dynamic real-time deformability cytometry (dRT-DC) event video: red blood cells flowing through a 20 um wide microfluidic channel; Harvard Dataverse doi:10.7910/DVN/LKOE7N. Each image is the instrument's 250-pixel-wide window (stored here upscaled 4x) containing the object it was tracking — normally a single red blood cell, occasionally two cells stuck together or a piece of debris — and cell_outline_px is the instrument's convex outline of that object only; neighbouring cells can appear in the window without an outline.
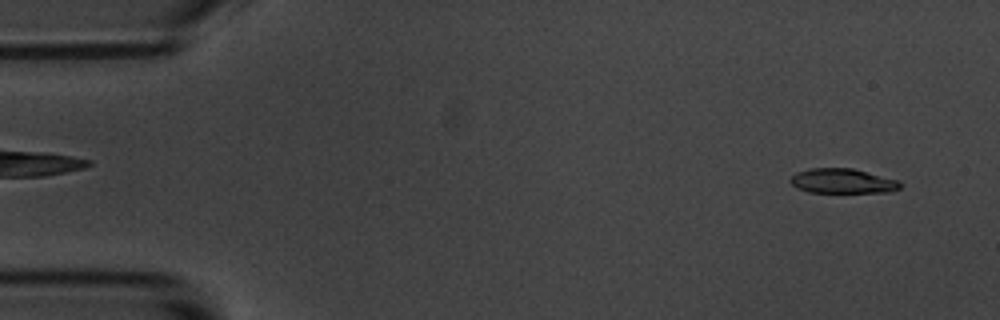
{"species": "common noctule bat (a hibernating species)", "species_latin": "Nyctalus noctula", "temperature_condition": "room temperature", "stored_images_in_passage": 56, "camera_frame_rate_fps": 3000, "um_per_image_px": 0.085, "animal": {"sex": "male", "body_mass_g": 20.1, "forearm_length_mm": 53.5}, "frame": {"image": 1, "passage_image": 3, "time_ms": 0.667, "image_size_px": [1000, 320], "cell_outline_px": [[904, 184], [900, 188], [892, 192], [808, 192], [796, 188], [788, 180], [796, 172], [808, 168], [852, 168], [900, 180]], "centroid_in_image_um": [71.64, 15.38], "position_along_channel_um": 13.4, "area_um2": 16.07}}
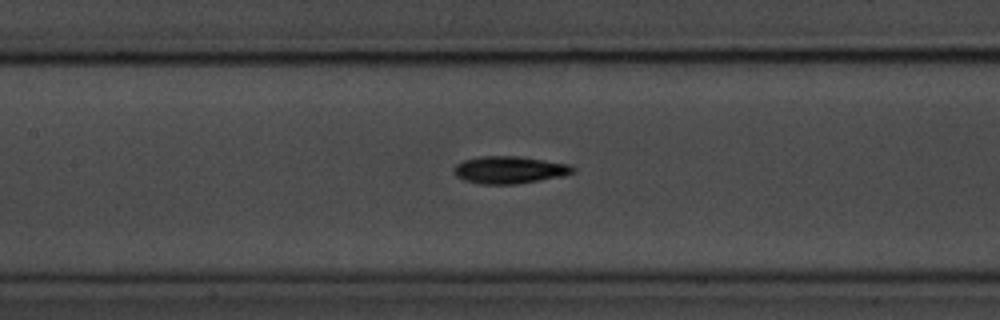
{"frame": {"image": 2, "passage_image": 25, "time_ms": 8.0, "image_size_px": [1000, 320], "cell_outline_px": [[576, 172], [564, 176], [516, 184], [480, 184], [464, 180], [456, 176], [452, 172], [452, 168], [456, 164], [464, 160], [480, 156], [520, 156], [568, 164], [576, 168]], "centroid_in_image_um": [43.29, 14.44], "position_along_channel_um": 164.1, "area_um2": 19.13}}
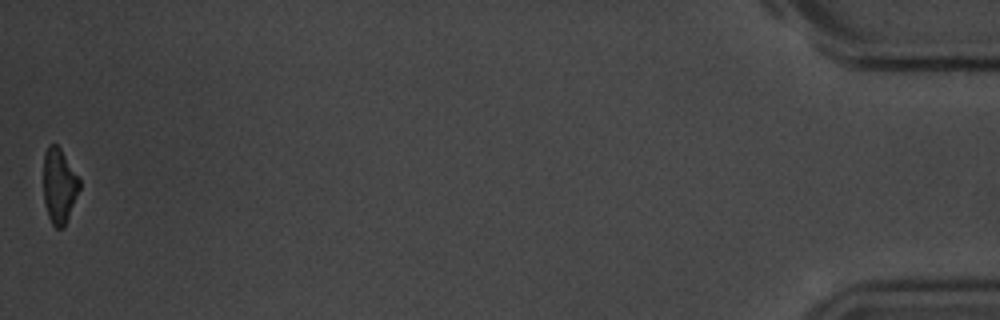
{"frame": {"image": 3, "passage_image": 56, "time_ms": 18.333, "image_size_px": [1000, 320], "cell_outline_px": [[80, 188], [64, 228], [56, 228], [52, 224], [48, 216], [44, 204], [44, 152], [48, 144], [56, 144], [60, 148], [80, 180]], "centroid_in_image_um": [5.02, 15.8], "position_along_channel_um": 430.2, "area_um2": 15.66}, "authors_computed_cell_mechanics": {"area_um2": 17.4845, "velocity_mm_per_s": 3.5153, "shape_relaxation_time_tau1_ms": 2.6902, "shape_relaxation_time_tau2_ms": 5.7377, "deformation_change_tau1": 0.1302, "deformation_change_tau2": 0.1202}}